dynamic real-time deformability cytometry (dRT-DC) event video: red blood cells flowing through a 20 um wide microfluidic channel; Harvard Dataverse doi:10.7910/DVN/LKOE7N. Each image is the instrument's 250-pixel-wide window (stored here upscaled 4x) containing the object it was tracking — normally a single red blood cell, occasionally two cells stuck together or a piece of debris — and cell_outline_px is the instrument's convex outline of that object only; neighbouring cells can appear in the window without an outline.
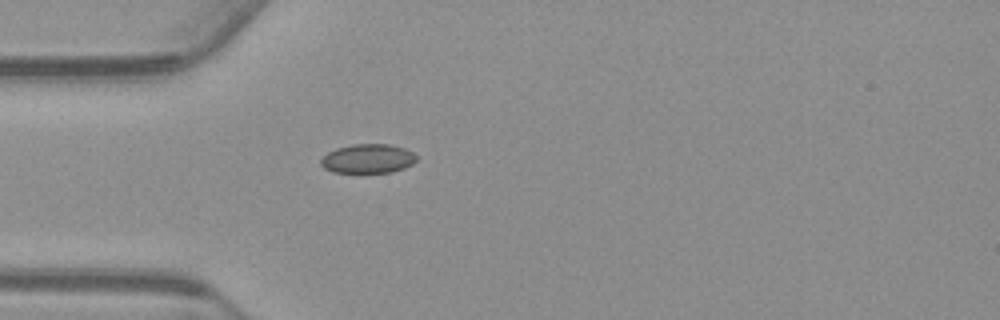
{"species": "common noctule bat (a hibernating species)", "species_latin": "Nyctalus noctula", "temperature_condition": "warm", "stored_images_in_passage": 7, "camera_frame_rate_fps": 3000, "um_per_image_px": 0.085, "animal": {"sex": "male", "body_mass_g": 23.1, "forearm_length_mm": 52.7}, "frame": {"image": 1, "passage_image": 1, "time_ms": 0.0, "image_size_px": [1000, 320], "cell_outline_px": [[416, 160], [412, 164], [404, 168], [392, 172], [332, 172], [324, 168], [320, 164], [320, 160], [328, 152], [336, 148], [352, 144], [388, 144], [404, 148], [412, 152], [416, 156]], "centroid_in_image_um": [31.25, 13.48], "position_along_channel_um": 53.7, "area_um2": 16.18}}